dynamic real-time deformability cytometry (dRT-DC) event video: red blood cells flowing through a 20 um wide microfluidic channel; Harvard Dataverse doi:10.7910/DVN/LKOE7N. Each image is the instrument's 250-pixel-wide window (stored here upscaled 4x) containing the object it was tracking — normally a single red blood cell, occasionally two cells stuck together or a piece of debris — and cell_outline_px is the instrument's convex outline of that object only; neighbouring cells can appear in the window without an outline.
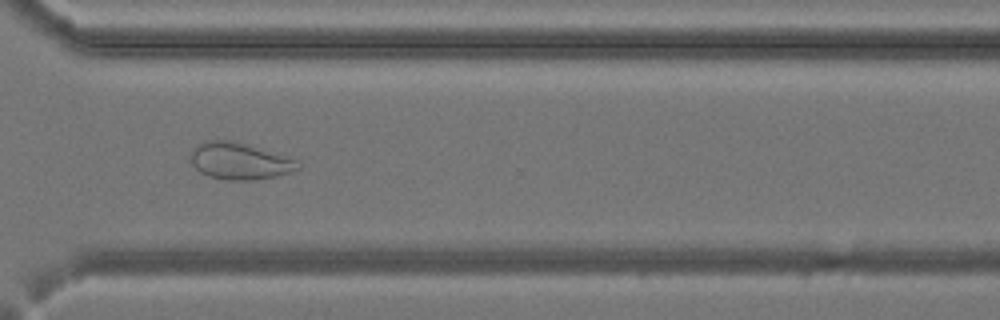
{"species": "common noctule bat (a hibernating species)", "species_latin": "Nyctalus noctula", "temperature_condition": "cold", "stored_images_in_passage": 30, "camera_frame_rate_fps": 3000, "um_per_image_px": 0.085, "animal": {"sex": "female", "body_mass_g": 24.6, "forearm_length_mm": 56.2}, "frame": {"image": 1, "passage_image": 22, "time_ms": 7.0, "image_size_px": [1000, 320], "cell_outline_px": [[300, 168], [292, 172], [276, 176], [256, 180], [228, 180], [208, 176], [200, 172], [188, 160], [188, 156], [192, 148], [204, 140], [232, 140], [296, 160]], "centroid_in_image_um": [20.27, 13.7], "position_along_channel_um": 350.3, "area_um2": 22.95}}